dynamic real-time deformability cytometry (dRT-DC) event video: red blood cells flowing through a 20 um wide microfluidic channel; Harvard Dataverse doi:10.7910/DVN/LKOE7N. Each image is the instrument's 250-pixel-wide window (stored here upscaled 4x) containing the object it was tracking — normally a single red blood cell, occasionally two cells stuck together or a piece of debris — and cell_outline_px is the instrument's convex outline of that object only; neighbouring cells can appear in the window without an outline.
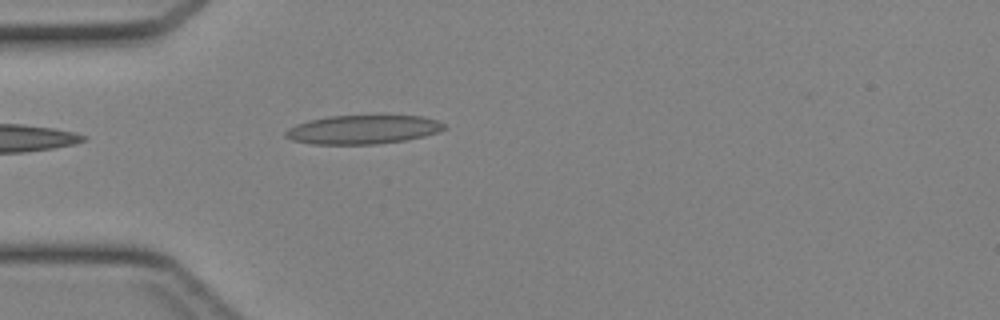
{"species": "Egyptian fruit bat (a non-hibernating species)", "species_latin": "Rousettus aegyptiacus", "temperature_condition": "cold", "stored_images_in_passage": 16, "camera_frame_rate_fps": 3000, "um_per_image_px": 0.085, "animal": {"sex": "female"}, "frame": {"image": 1, "passage_image": 1, "time_ms": 0.0, "image_size_px": [1000, 320], "cell_outline_px": [[448, 128], [440, 132], [424, 136], [404, 140], [376, 144], [312, 144], [292, 140], [284, 136], [284, 132], [288, 128], [296, 124], [308, 120], [328, 116], [420, 116], [436, 120], [444, 124]], "centroid_in_image_um": [30.83, 11.01], "position_along_channel_um": 54.2, "area_um2": 26.65}}